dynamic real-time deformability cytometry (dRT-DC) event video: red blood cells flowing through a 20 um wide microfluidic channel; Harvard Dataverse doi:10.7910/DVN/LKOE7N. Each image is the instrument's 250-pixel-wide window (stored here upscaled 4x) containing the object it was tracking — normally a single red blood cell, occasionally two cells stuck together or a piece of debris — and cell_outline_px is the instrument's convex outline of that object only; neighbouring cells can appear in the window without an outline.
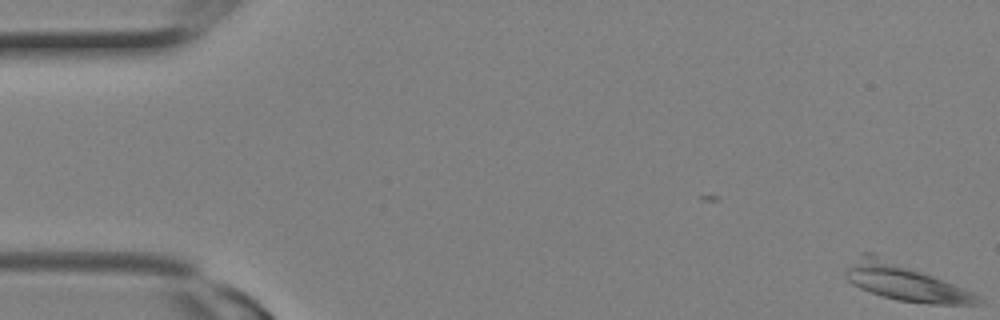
{"species": "Egyptian fruit bat (a non-hibernating species)", "species_latin": "Rousettus aegyptiacus", "temperature_condition": "room temperature", "stored_images_in_passage": 10, "camera_frame_rate_fps": 3000, "um_per_image_px": 0.085, "animal": {"sex": "female"}, "frame": {"image": 1, "passage_image": 1, "time_ms": 0.0, "image_size_px": [1000, 320], "cell_outline_px": [[984, 304], [928, 304], [900, 300], [884, 296], [860, 288], [852, 284], [844, 276], [844, 272], [860, 252], [872, 252], [964, 288], [980, 296], [984, 300]], "centroid_in_image_um": [76.91, 23.99], "position_along_channel_um": 8.1, "area_um2": 27.92}}
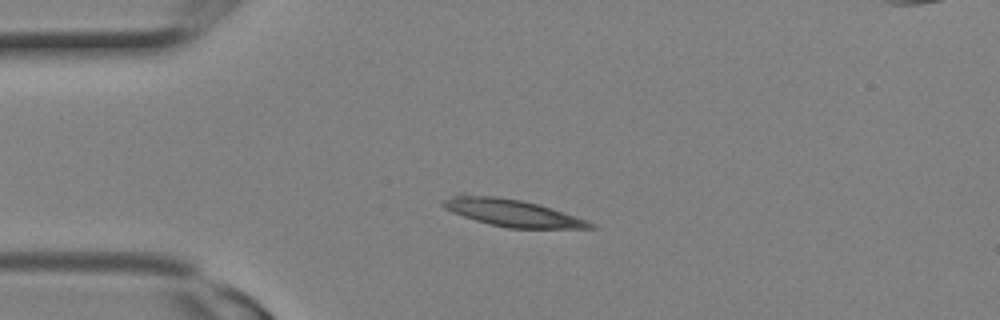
{"frame": {"image": 2, "passage_image": 7, "time_ms": 2.0, "image_size_px": [1000, 320], "cell_outline_px": [[596, 228], [508, 228], [488, 224], [452, 212], [444, 208], [440, 204], [440, 200], [460, 192], [464, 192], [496, 196], [520, 200], [540, 204], [552, 208], [596, 224]], "centroid_in_image_um": [43.42, 18.05], "position_along_channel_um": 41.6, "area_um2": 23.64}}
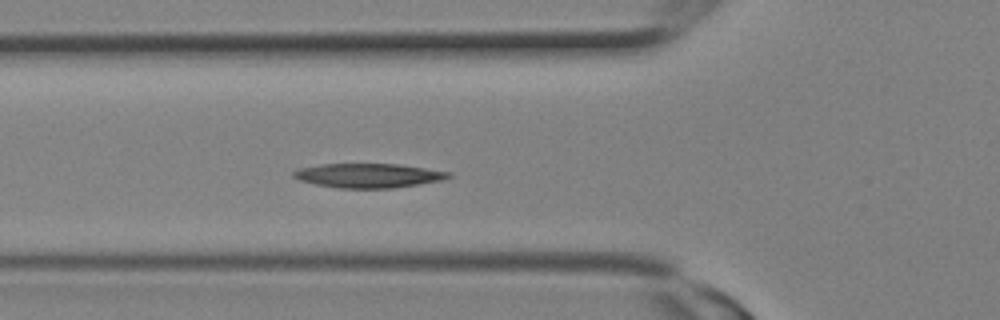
{"frame": {"image": 3, "passage_image": 10, "time_ms": 3.0, "image_size_px": [1000, 320], "cell_outline_px": [[452, 176], [440, 180], [392, 188], [340, 188], [316, 184], [300, 180], [292, 176], [292, 172], [296, 168], [320, 164], [400, 164], [452, 172]], "centroid_in_image_um": [31.28, 14.91], "position_along_channel_um": 94.5, "area_um2": 21.85}}